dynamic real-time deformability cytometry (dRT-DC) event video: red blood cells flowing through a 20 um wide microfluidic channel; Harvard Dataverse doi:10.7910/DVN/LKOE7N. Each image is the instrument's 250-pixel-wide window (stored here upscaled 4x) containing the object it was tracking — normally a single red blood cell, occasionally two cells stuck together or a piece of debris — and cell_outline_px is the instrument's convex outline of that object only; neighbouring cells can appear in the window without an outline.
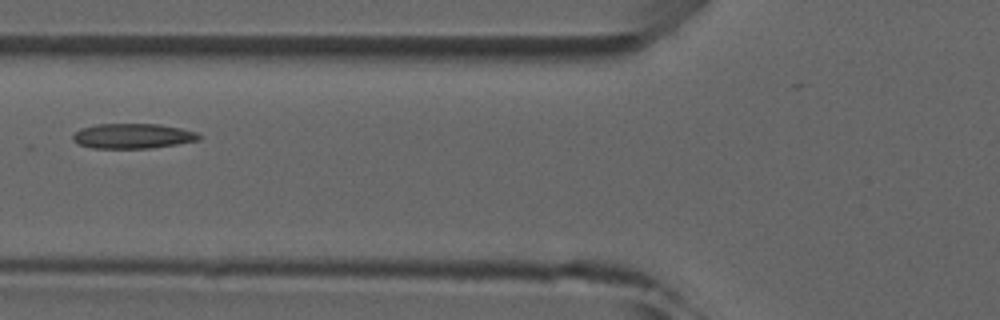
{"species": "common noctule bat (a hibernating species)", "species_latin": "Nyctalus noctula", "temperature_condition": "room temperature", "stored_images_in_passage": 6, "camera_frame_rate_fps": 3000, "um_per_image_px": 0.085, "animal": {"sex": "male", "forearm_length_mm": 52.5}, "frame": {"image": 1, "passage_image": 5, "time_ms": 4.667, "image_size_px": [1000, 320], "cell_outline_px": [[200, 140], [152, 148], [92, 148], [80, 144], [72, 140], [72, 136], [80, 128], [96, 124], [160, 124], [180, 128], [196, 132], [200, 136]], "centroid_in_image_um": [11.27, 11.56], "position_along_channel_um": 114.5, "area_um2": 18.32}}
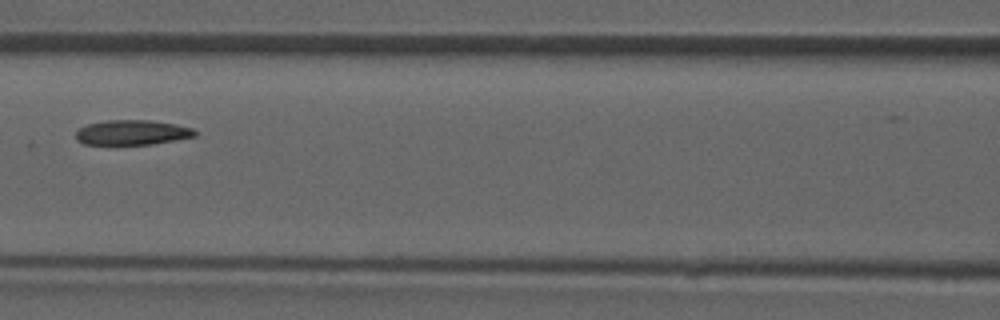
{"frame": {"image": 2, "passage_image": 6, "time_ms": 5.667, "image_size_px": [1000, 320], "cell_outline_px": [[196, 136], [176, 140], [152, 144], [84, 144], [76, 140], [76, 132], [80, 128], [88, 124], [108, 120], [152, 120], [176, 124], [192, 128], [196, 132]], "centroid_in_image_um": [11.25, 11.26], "position_along_channel_um": 155.4, "area_um2": 17.22}}